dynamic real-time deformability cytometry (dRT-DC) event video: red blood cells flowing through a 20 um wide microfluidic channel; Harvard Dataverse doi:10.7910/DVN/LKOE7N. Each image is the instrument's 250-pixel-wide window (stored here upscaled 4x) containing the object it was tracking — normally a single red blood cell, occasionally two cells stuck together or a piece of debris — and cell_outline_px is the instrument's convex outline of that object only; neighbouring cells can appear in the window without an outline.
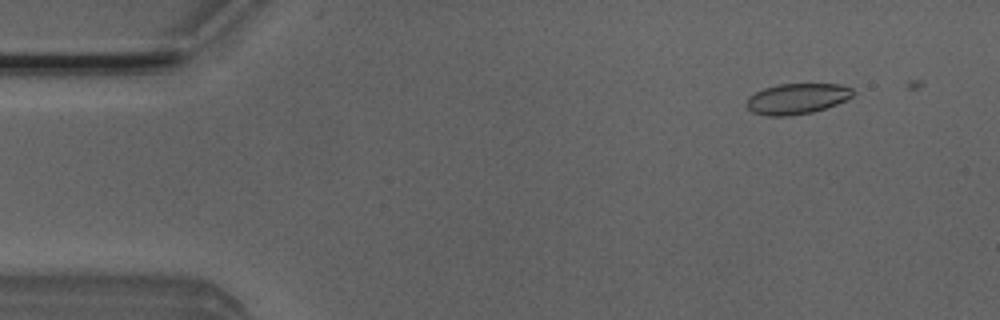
{"species": "Egyptian fruit bat (a non-hibernating species)", "species_latin": "Rousettus aegyptiacus", "temperature_condition": "room temperature", "stored_images_in_passage": 49, "camera_frame_rate_fps": 3000, "um_per_image_px": 0.085, "animal": {"sex": "male"}, "frame": {"image": 1, "passage_image": 3, "time_ms": 0.667, "image_size_px": [1000, 320], "cell_outline_px": [[852, 96], [836, 104], [812, 112], [788, 116], [768, 116], [752, 112], [744, 104], [748, 96], [764, 88], [780, 84], [840, 84], [852, 88]], "centroid_in_image_um": [67.68, 8.39], "position_along_channel_um": 17.3, "area_um2": 18.9}}
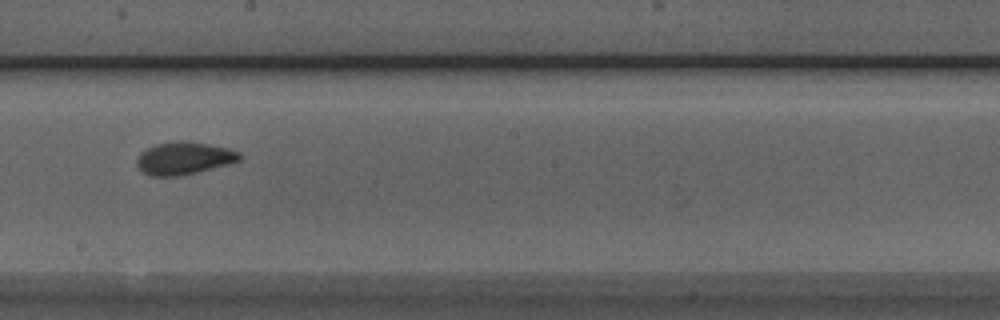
{"frame": {"image": 2, "passage_image": 26, "time_ms": 8.333, "image_size_px": [1000, 320], "cell_outline_px": [[240, 160], [228, 164], [180, 176], [148, 176], [136, 164], [136, 160], [140, 152], [156, 144], [180, 140], [192, 140], [228, 148], [240, 152]], "centroid_in_image_um": [15.63, 13.43], "position_along_channel_um": 232.6, "area_um2": 19.59}}
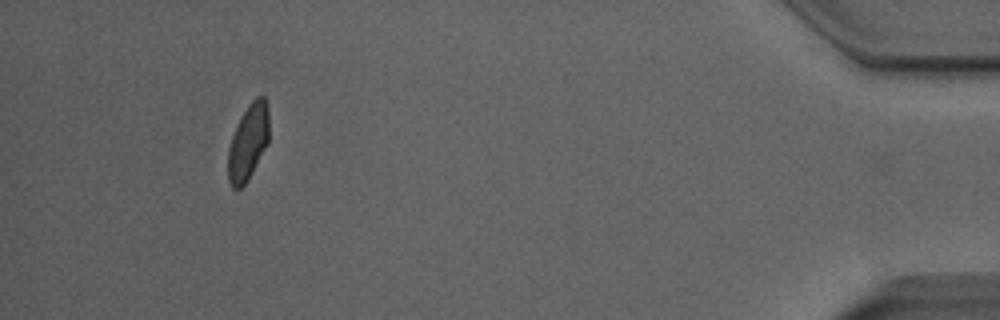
{"frame": {"image": 3, "passage_image": 45, "time_ms": 14.667, "image_size_px": [1000, 320], "cell_outline_px": [[268, 144], [248, 180], [240, 188], [232, 188], [228, 180], [228, 148], [236, 124], [240, 116], [248, 104], [256, 96], [264, 96], [268, 104]], "centroid_in_image_um": [21.09, 12.06], "position_along_channel_um": 414.1, "area_um2": 18.32}, "authors_computed_cell_mechanics": {"area_um2": 18.9006, "velocity_mm_per_s": 4.0125, "shape_relaxation_time_tau1_ms": 5.3739, "shape_relaxation_time_tau2_ms": 1.7014, "deformation_change_tau1": 0.1305, "deformation_change_tau2": 0.0686}}